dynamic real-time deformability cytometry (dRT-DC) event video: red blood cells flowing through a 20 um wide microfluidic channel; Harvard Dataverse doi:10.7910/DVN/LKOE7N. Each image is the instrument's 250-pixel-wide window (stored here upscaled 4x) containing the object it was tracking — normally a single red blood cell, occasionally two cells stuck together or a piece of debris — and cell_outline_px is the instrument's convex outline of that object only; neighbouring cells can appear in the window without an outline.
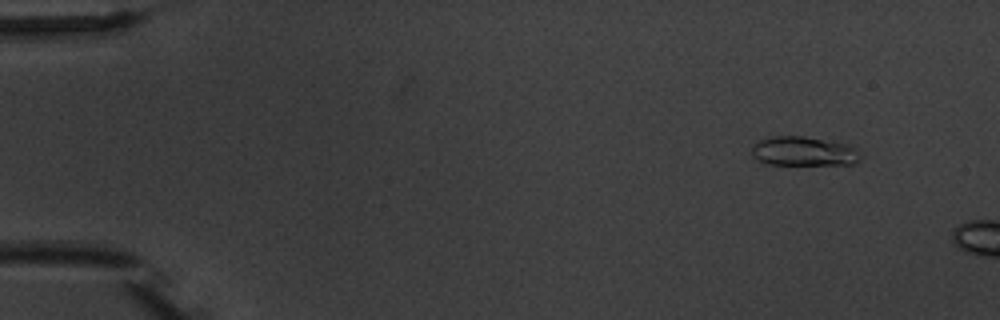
{"species": "common noctule bat (a hibernating species)", "species_latin": "Nyctalus noctula", "temperature_condition": "warm", "stored_images_in_passage": 4, "camera_frame_rate_fps": 3000, "um_per_image_px": 0.085, "animal": {"sex": "male", "body_mass_g": 20.1, "forearm_length_mm": 53.5}, "frame": {"image": 1, "passage_image": 1, "time_ms": 0.0, "image_size_px": [1000, 320], "cell_outline_px": [[864, 156], [860, 160], [852, 164], [768, 164], [756, 160], [752, 156], [752, 148], [756, 140], [772, 136], [804, 136], [848, 144], [856, 148]], "centroid_in_image_um": [68.32, 12.85], "position_along_channel_um": 16.7, "area_um2": 18.79}}